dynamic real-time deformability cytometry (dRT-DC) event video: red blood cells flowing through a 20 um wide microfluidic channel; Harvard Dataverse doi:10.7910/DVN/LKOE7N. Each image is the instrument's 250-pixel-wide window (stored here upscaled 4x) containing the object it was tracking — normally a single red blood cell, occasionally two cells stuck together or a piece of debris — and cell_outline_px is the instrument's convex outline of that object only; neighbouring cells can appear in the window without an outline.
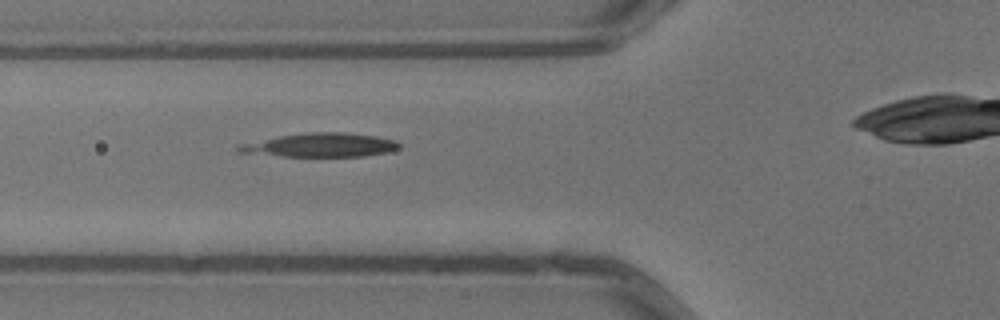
{"species": "common noctule bat (a hibernating species)", "species_latin": "Nyctalus noctula", "temperature_condition": "warm", "stored_images_in_passage": 3, "camera_frame_rate_fps": 3000, "um_per_image_px": 0.085, "animal": {"sex": "male", "body_mass_g": 13.3}, "frame": {"image": 1, "passage_image": 2, "time_ms": 0.333, "image_size_px": [1000, 320], "cell_outline_px": [[400, 148], [388, 152], [364, 156], [284, 156], [236, 152], [236, 144], [280, 136], [304, 132], [344, 132], [376, 136], [396, 140], [400, 144]], "centroid_in_image_um": [27.23, 12.32], "position_along_channel_um": 98.6, "area_um2": 22.37}}